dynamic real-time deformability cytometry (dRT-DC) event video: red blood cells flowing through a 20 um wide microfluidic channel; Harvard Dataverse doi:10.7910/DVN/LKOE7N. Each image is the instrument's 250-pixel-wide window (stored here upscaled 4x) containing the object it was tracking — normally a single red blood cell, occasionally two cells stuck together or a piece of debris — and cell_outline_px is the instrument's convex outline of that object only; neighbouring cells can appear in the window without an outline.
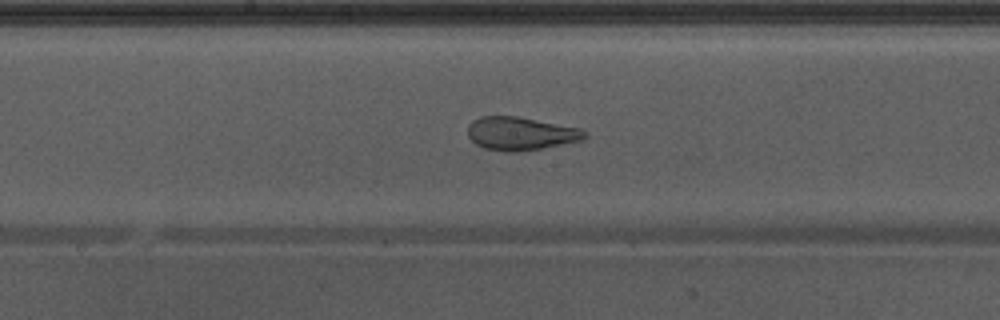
{"species": "Egyptian fruit bat (a non-hibernating species)", "species_latin": "Rousettus aegyptiacus", "temperature_condition": "warm", "stored_images_in_passage": 28, "camera_frame_rate_fps": 3000, "um_per_image_px": 0.085, "animal": {"sex": "male"}, "frame": {"image": 1, "passage_image": 13, "time_ms": 4.0, "image_size_px": [1000, 320], "cell_outline_px": [[588, 136], [580, 140], [520, 152], [508, 152], [484, 148], [476, 144], [468, 136], [468, 124], [472, 120], [480, 116], [516, 116], [580, 128], [588, 132]], "centroid_in_image_um": [44.22, 11.34], "position_along_channel_um": 204.0, "area_um2": 22.54}}